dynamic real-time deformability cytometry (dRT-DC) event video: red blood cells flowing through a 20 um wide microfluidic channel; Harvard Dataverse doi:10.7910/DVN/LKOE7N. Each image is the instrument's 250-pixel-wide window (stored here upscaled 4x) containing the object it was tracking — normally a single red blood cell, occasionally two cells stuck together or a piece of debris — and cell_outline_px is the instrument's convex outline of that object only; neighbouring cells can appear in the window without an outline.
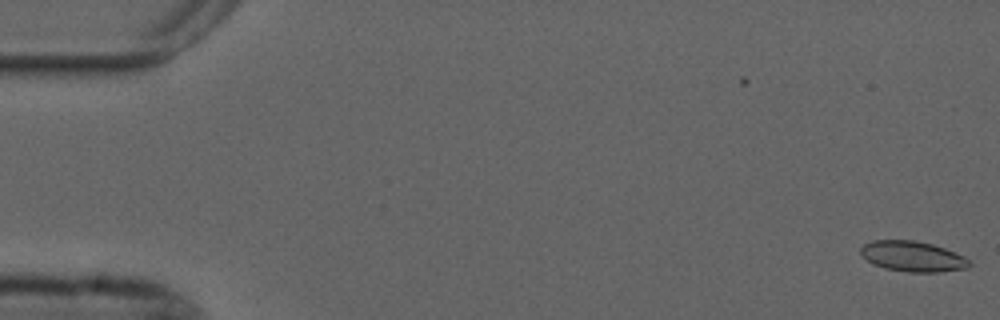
{"species": "common noctule bat (a hibernating species)", "species_latin": "Nyctalus noctula", "temperature_condition": "cold", "stored_images_in_passage": 3, "camera_frame_rate_fps": 3000, "um_per_image_px": 0.085, "animal": {"sex": "male", "forearm_length_mm": 52.5}, "frame": {"image": 1, "passage_image": 3, "time_ms": 0.667, "image_size_px": [1000, 320], "cell_outline_px": [[972, 264], [968, 268], [940, 272], [908, 272], [884, 268], [872, 264], [860, 252], [860, 248], [864, 244], [872, 240], [916, 240], [932, 244], [944, 248], [964, 256]], "centroid_in_image_um": [77.58, 21.79], "position_along_channel_um": 7.4, "area_um2": 19.31}}